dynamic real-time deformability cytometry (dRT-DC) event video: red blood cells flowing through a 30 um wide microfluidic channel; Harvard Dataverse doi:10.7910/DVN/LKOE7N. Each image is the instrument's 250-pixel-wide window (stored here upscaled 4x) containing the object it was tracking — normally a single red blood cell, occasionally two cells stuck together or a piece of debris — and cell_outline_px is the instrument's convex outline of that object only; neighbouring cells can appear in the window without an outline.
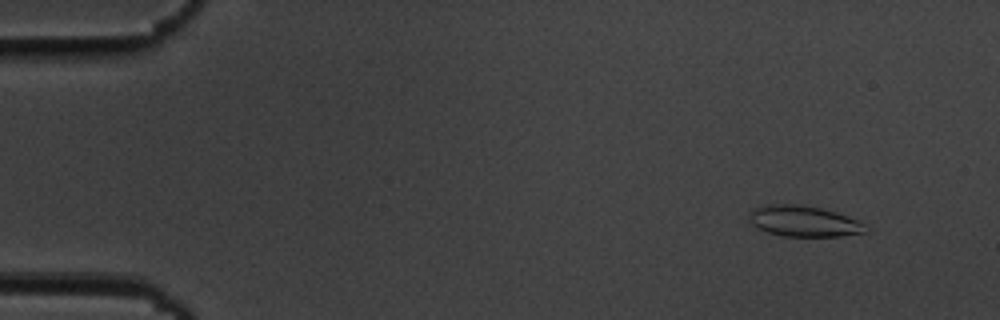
{"species": "common noctule bat (a hibernating species)", "species_latin": "Nyctalus noctula", "temperature_condition": "cold", "stored_images_in_passage": 55, "camera_frame_rate_fps": 3000, "um_per_image_px": 0.085, "animal": {"sex": "male", "body_mass_g": 19.5, "forearm_length_mm": 54.6}, "frame": {"image": 1, "passage_image": 5, "time_ms": 1.333, "image_size_px": [1000, 320], "cell_outline_px": [[872, 228], [864, 232], [840, 236], [784, 236], [768, 232], [756, 228], [752, 224], [748, 216], [748, 212], [752, 208], [768, 204], [800, 204], [820, 208], [856, 220]], "centroid_in_image_um": [68.26, 18.8], "position_along_channel_um": 16.7, "area_um2": 20.87}}
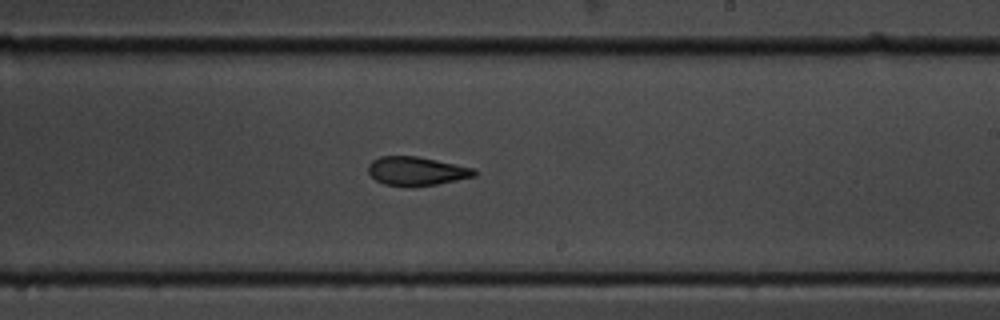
{"frame": {"image": 2, "passage_image": 33, "time_ms": 10.667, "image_size_px": [1000, 320], "cell_outline_px": [[480, 172], [476, 176], [436, 184], [384, 184], [376, 180], [368, 172], [368, 164], [372, 160], [380, 156], [416, 156], [476, 168]], "centroid_in_image_um": [35.45, 14.5], "position_along_channel_um": 253.6, "area_um2": 17.34}}
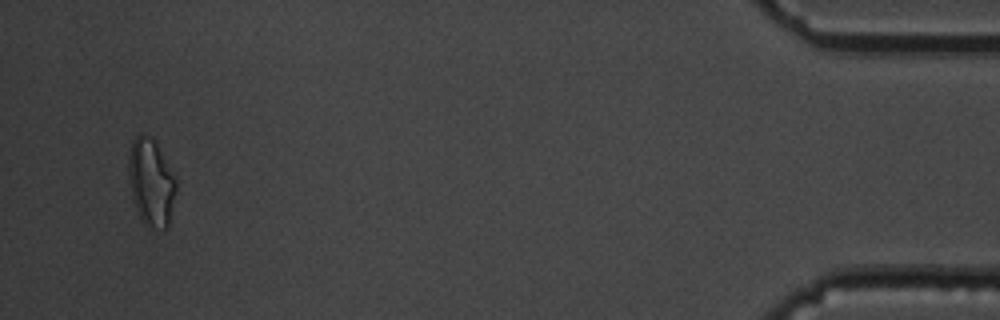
{"frame": {"image": 3, "passage_image": 53, "time_ms": 17.333, "image_size_px": [1000, 320], "cell_outline_px": [[176, 192], [168, 228], [148, 228], [140, 220], [132, 200], [128, 176], [128, 156], [132, 140], [140, 132], [148, 136], [156, 144], [176, 180]], "centroid_in_image_um": [12.81, 15.55], "position_along_channel_um": 422.4, "area_um2": 24.22}, "authors_computed_cell_mechanics": {"area_um2": 19.4208, "velocity_mm_per_s": 3.667, "shape_relaxation_time_tau1_ms": 4.6985, "shape_relaxation_time_tau2_ms": 3.8198, "deformation_change_tau1": 0.1377, "deformation_change_tau2": 0.1231}}